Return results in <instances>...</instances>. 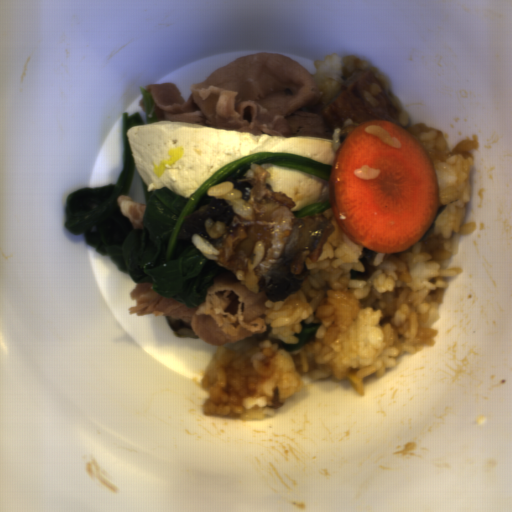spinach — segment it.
Here are the masks:
<instances>
[{"mask_svg":"<svg viewBox=\"0 0 512 512\" xmlns=\"http://www.w3.org/2000/svg\"><path fill=\"white\" fill-rule=\"evenodd\" d=\"M138 89L142 96L144 111H145V115L147 117L149 124H153L158 121H161L160 119H158L156 117V114H155L156 105H155L152 97L150 96V94L147 92L146 88H144L143 86H139Z\"/></svg>","mask_w":512,"mask_h":512,"instance_id":"3","label":"spinach"},{"mask_svg":"<svg viewBox=\"0 0 512 512\" xmlns=\"http://www.w3.org/2000/svg\"><path fill=\"white\" fill-rule=\"evenodd\" d=\"M332 208L331 200L323 202H314L307 206L302 207L298 211H292L296 218L313 217L320 213H324L326 210Z\"/></svg>","mask_w":512,"mask_h":512,"instance_id":"2","label":"spinach"},{"mask_svg":"<svg viewBox=\"0 0 512 512\" xmlns=\"http://www.w3.org/2000/svg\"><path fill=\"white\" fill-rule=\"evenodd\" d=\"M145 125L139 112H122V168L118 179L96 188L76 189L66 199L64 225L72 236H82L95 252L127 273L136 286L150 284L162 297L198 308L206 300L214 277L236 279L213 260L222 253L204 236L178 239L185 217L207 206L213 196L207 190L222 182L235 185L237 179L266 182L262 165H286L316 178L330 181L333 165L293 153L267 152L238 158L211 175L191 196L182 197L172 189L148 191L142 180L145 211L141 227L135 228L122 215L120 195L128 193L136 168L128 130Z\"/></svg>","mask_w":512,"mask_h":512,"instance_id":"1","label":"spinach"}]
</instances>
